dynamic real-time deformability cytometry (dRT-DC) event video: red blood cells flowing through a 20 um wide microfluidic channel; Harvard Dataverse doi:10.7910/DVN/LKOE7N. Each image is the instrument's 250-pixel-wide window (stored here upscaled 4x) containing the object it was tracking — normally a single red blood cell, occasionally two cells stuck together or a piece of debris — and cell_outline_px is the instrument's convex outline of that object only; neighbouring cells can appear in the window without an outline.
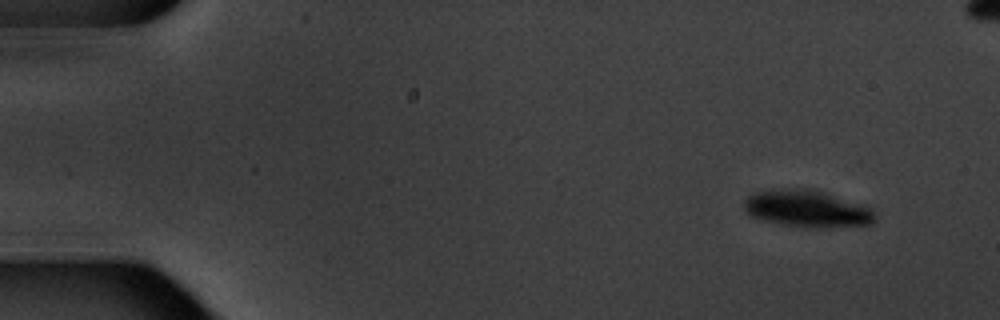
{"species": "common noctule bat (a hibernating species)", "species_latin": "Nyctalus noctula", "temperature_condition": "warm", "stored_images_in_passage": 5, "camera_frame_rate_fps": 3000, "um_per_image_px": 0.085, "animal": {"sex": "male", "body_mass_g": 20.1, "forearm_length_mm": 53.5}, "frame": {"image": 1, "passage_image": 1, "time_ms": 0.0, "image_size_px": [1000, 320], "cell_outline_px": [[876, 220], [872, 224], [820, 228], [784, 224], [764, 220], [748, 216], [744, 208], [744, 200], [748, 196], [756, 192], [772, 188], [808, 188], [824, 192], [868, 204], [872, 208], [876, 216]], "centroid_in_image_um": [68.65, 17.71], "position_along_channel_um": 16.4, "area_um2": 28.73}}